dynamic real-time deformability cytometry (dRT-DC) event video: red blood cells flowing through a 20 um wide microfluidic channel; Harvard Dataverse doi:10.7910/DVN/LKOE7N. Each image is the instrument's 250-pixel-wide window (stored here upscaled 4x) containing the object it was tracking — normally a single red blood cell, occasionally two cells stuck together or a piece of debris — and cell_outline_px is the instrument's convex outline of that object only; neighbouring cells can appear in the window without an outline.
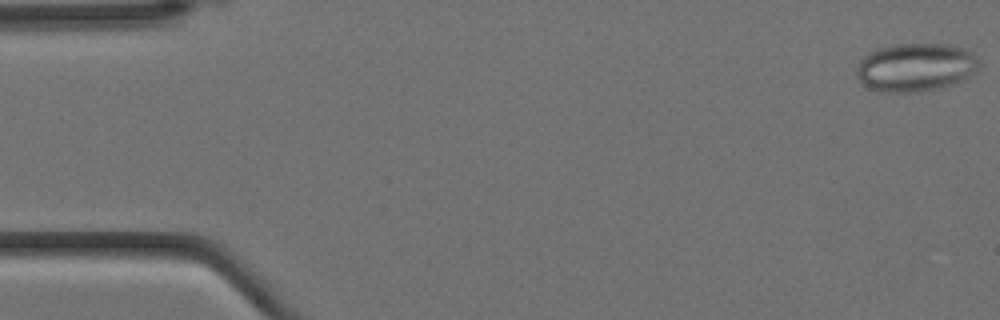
{"species": "Egyptian fruit bat (a non-hibernating species)", "species_latin": "Rousettus aegyptiacus", "temperature_condition": "cold", "stored_images_in_passage": 6, "camera_frame_rate_fps": 3000, "um_per_image_px": 0.085, "animal": {"sex": "female"}, "frame": {"image": 1, "passage_image": 1, "time_ms": 0.0, "image_size_px": [1000, 320], "cell_outline_px": [[980, 64], [968, 76], [956, 84], [944, 88], [916, 92], [884, 92], [872, 88], [864, 84], [856, 76], [856, 72], [860, 60], [864, 56], [876, 48], [896, 44], [948, 44], [964, 48], [972, 52], [980, 60]], "centroid_in_image_um": [77.85, 5.72], "position_along_channel_um": 7.2, "area_um2": 34.62}}